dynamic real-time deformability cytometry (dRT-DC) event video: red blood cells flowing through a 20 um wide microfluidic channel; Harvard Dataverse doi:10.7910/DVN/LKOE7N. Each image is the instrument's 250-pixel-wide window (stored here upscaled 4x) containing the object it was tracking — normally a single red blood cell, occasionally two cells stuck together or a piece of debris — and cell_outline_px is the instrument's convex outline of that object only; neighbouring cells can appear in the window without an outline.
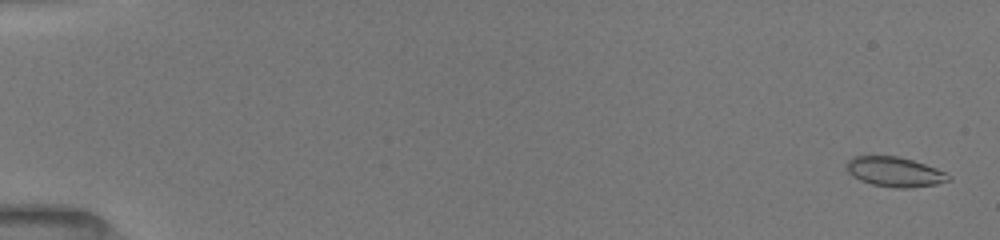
{"species": "common noctule bat (a hibernating species)", "species_latin": "Nyctalus noctula", "temperature_condition": "room temperature", "stored_images_in_passage": 53, "camera_frame_rate_fps": 3000, "um_per_image_px": 0.085, "animal": {"sex": "female", "body_mass_g": 19.5, "forearm_length_mm": 54.1}, "frame": {"image": 1, "passage_image": 2, "time_ms": 0.333, "image_size_px": [1000, 240], "cell_outline_px": [[952, 180], [936, 184], [908, 188], [896, 188], [872, 184], [860, 180], [852, 176], [848, 172], [844, 164], [852, 156], [896, 156], [912, 160], [936, 168], [952, 176]], "centroid_in_image_um": [76.03, 14.61], "position_along_channel_um": 9.0, "area_um2": 17.74}}
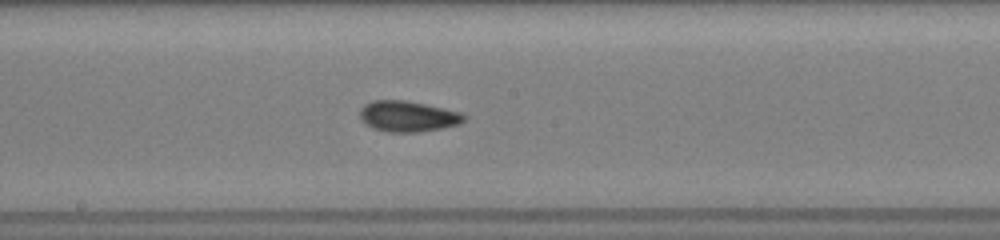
{"frame": {"image": 2, "passage_image": 30, "time_ms": 9.667, "image_size_px": [1000, 240], "cell_outline_px": [[468, 116], [460, 124], [420, 132], [388, 132], [372, 128], [364, 124], [360, 120], [360, 108], [364, 104], [372, 100], [404, 100], [464, 112]], "centroid_in_image_um": [34.66, 9.88], "position_along_channel_um": 213.5, "area_um2": 18.96}}
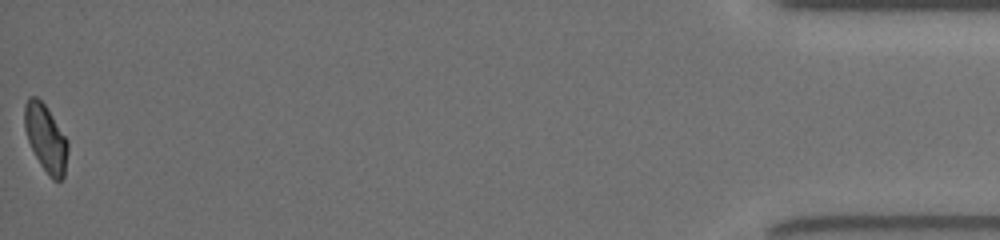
{"frame": {"image": 3, "passage_image": 53, "time_ms": 17.333, "image_size_px": [1000, 240], "cell_outline_px": [[68, 152], [64, 176], [60, 180], [52, 180], [48, 176], [40, 164], [28, 140], [24, 128], [24, 104], [28, 96], [36, 96], [44, 104], [68, 140]], "centroid_in_image_um": [3.88, 11.75], "position_along_channel_um": 431.3, "area_um2": 16.94}, "authors_computed_cell_mechanics": {"area_um2": 17.7446, "velocity_mm_per_s": 3.9857, "shape_relaxation_time_tau1_ms": 3.4697, "shape_relaxation_time_tau2_ms": 1.7814, "deformation_change_tau1": 0.1266, "deformation_change_tau2": 0.0674}}